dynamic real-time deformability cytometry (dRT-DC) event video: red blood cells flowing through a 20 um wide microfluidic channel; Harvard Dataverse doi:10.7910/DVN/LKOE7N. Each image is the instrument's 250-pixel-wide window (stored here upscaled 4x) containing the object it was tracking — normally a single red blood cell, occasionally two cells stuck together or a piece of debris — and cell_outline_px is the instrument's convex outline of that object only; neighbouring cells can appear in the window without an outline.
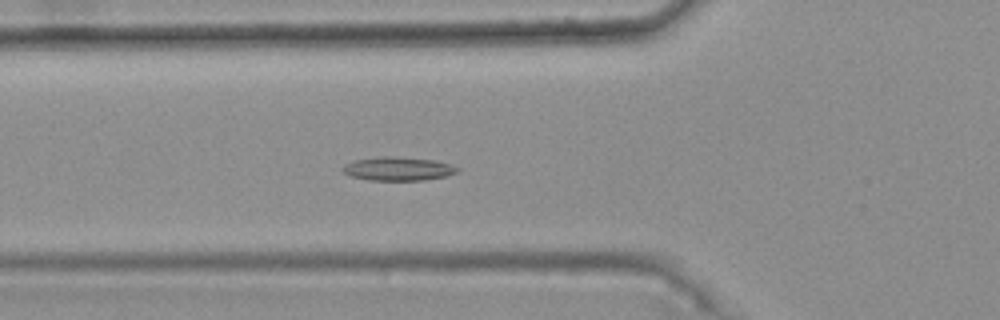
{"species": "common noctule bat (a hibernating species)", "species_latin": "Nyctalus noctula", "temperature_condition": "warm", "stored_images_in_passage": 46, "camera_frame_rate_fps": 3000, "um_per_image_px": 0.085, "animal": {"sex": "female", "body_mass_g": 25.1}, "frame": {"image": 1, "passage_image": 19, "time_ms": 6.0, "image_size_px": [1000, 320], "cell_outline_px": [[460, 172], [448, 176], [424, 180], [368, 180], [352, 176], [340, 172], [340, 168], [344, 164], [356, 160], [384, 156], [392, 156], [432, 160], [448, 164], [460, 168]], "centroid_in_image_um": [33.82, 14.35], "position_along_channel_um": 92.0, "area_um2": 15.84}}
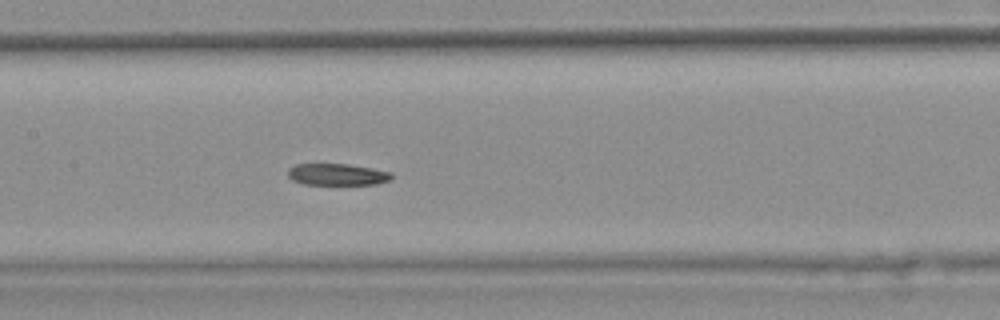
{"frame": {"image": 2, "passage_image": 26, "time_ms": 8.333, "image_size_px": [1000, 320], "cell_outline_px": [[392, 176], [388, 180], [376, 184], [304, 184], [292, 180], [288, 176], [288, 168], [296, 164], [348, 164], [372, 168], [392, 172]], "centroid_in_image_um": [28.64, 14.82], "position_along_channel_um": 178.8, "area_um2": 13.01}}
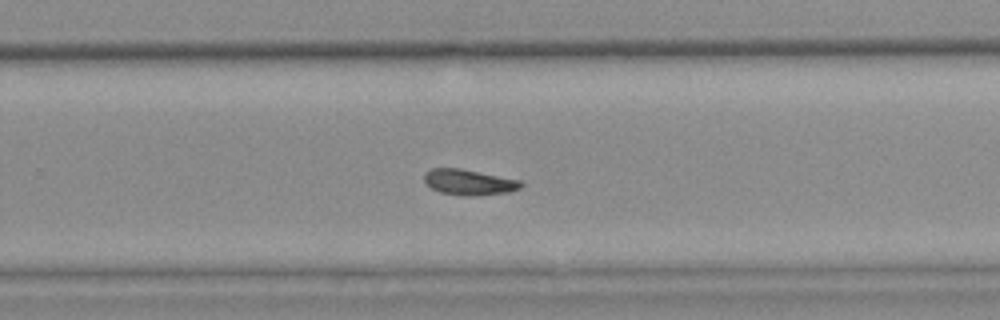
{"frame": {"image": 3, "passage_image": 35, "time_ms": 11.333, "image_size_px": [1000, 320], "cell_outline_px": [[524, 184], [520, 188], [508, 192], [476, 196], [468, 196], [440, 192], [432, 188], [424, 180], [424, 172], [432, 168], [460, 168], [520, 180]], "centroid_in_image_um": [39.87, 15.48], "position_along_channel_um": 289.9, "area_um2": 14.39}, "authors_computed_cell_mechanics": {"area_um2": 14.7679, "velocity_mm_per_s": 3.7137, "shape_relaxation_time_tau1_ms": null, "shape_relaxation_time_tau2_ms": 3.9302, "deformation_change_tau1": null, "deformation_change_tau2": 0.0971}}